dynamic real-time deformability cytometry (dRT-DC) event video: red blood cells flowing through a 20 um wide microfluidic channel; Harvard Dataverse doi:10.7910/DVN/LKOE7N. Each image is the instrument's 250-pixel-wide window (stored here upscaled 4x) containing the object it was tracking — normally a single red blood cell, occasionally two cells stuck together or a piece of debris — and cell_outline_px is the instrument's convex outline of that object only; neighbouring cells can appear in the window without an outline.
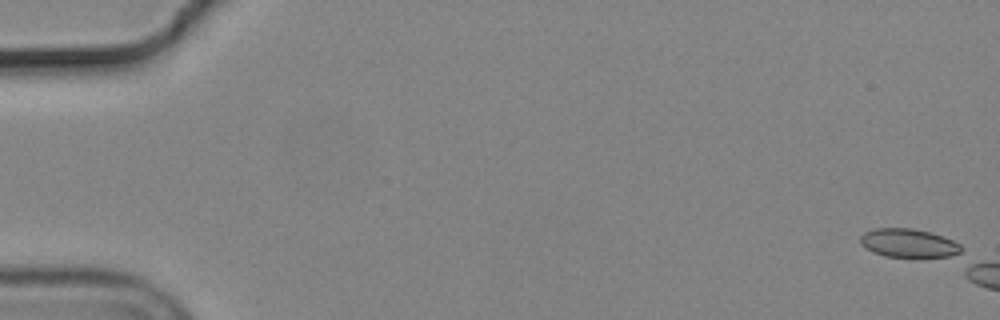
{"species": "common noctule bat (a hibernating species)", "species_latin": "Nyctalus noctula", "temperature_condition": "cold", "stored_images_in_passage": 1, "camera_frame_rate_fps": 3000, "um_per_image_px": 0.085, "animal": {"sex": "male", "body_mass_g": 19.2, "forearm_length_mm": 51.8}, "frame": {"image": 1, "passage_image": 1, "time_ms": 0.0, "image_size_px": [1000, 320], "cell_outline_px": [[960, 256], [884, 256], [872, 252], [860, 244], [860, 236], [864, 232], [876, 228], [912, 228], [928, 232], [952, 240], [960, 244]], "centroid_in_image_um": [77.19, 20.66], "position_along_channel_um": 7.8, "area_um2": 16.59}}